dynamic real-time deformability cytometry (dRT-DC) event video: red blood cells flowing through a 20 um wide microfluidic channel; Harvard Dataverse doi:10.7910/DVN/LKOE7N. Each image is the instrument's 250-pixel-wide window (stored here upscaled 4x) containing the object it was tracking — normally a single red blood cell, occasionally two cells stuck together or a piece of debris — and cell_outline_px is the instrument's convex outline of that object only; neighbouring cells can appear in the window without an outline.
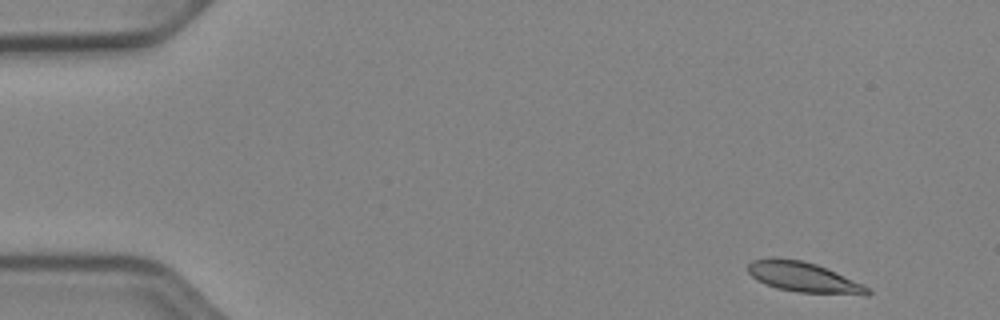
{"species": "Egyptian fruit bat (a non-hibernating species)", "species_latin": "Rousettus aegyptiacus", "temperature_condition": "cold", "stored_images_in_passage": 50, "camera_frame_rate_fps": 3000, "um_per_image_px": 0.085, "animal": {"sex": "female"}, "frame": {"image": 1, "passage_image": 2, "time_ms": 0.333, "image_size_px": [1000, 320], "cell_outline_px": [[872, 292], [868, 296], [864, 296], [800, 292], [776, 288], [764, 284], [756, 280], [748, 272], [748, 264], [752, 260], [772, 256], [776, 256], [804, 260], [816, 264], [836, 272], [864, 284], [872, 288]], "centroid_in_image_um": [68.34, 23.56], "position_along_channel_um": 16.7, "area_um2": 21.68}}
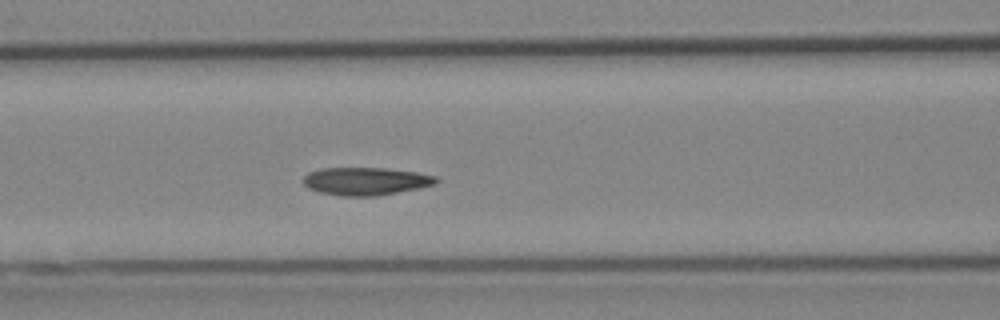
{"frame": {"image": 2, "passage_image": 20, "time_ms": 6.333, "image_size_px": [1000, 320], "cell_outline_px": [[440, 180], [436, 184], [420, 188], [376, 196], [344, 196], [320, 192], [308, 188], [304, 184], [304, 176], [308, 172], [320, 168], [384, 168], [416, 172], [436, 176]], "centroid_in_image_um": [31.11, 15.4], "position_along_channel_um": 135.5, "area_um2": 21.56}}
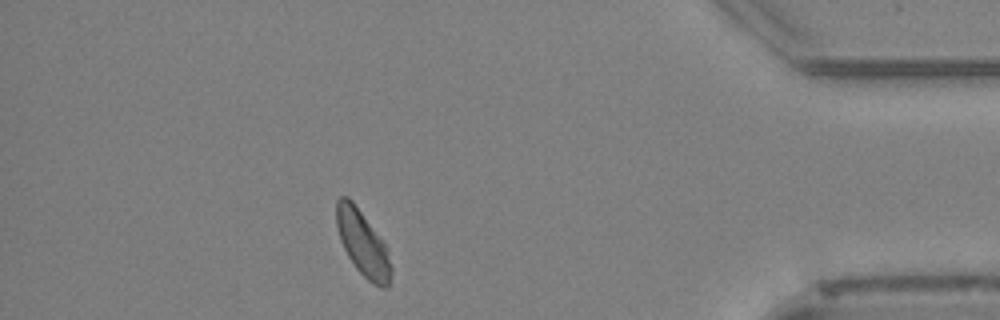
{"frame": {"image": 3, "passage_image": 44, "time_ms": 14.333, "image_size_px": [1000, 320], "cell_outline_px": [[392, 272], [388, 288], [380, 288], [372, 284], [356, 268], [348, 256], [340, 240], [336, 228], [336, 200], [340, 196], [348, 196], [352, 200], [388, 248], [392, 268]], "centroid_in_image_um": [30.84, 20.7], "position_along_channel_um": 404.4, "area_um2": 20.92}, "authors_computed_cell_mechanics": {"area_um2": 21.0681, "velocity_mm_per_s": 3.8915, "shape_relaxation_time_tau1_ms": 3.2923, "shape_relaxation_time_tau2_ms": 11.3626, "deformation_change_tau1": 0.0909, "deformation_change_tau2": 0.1172}}